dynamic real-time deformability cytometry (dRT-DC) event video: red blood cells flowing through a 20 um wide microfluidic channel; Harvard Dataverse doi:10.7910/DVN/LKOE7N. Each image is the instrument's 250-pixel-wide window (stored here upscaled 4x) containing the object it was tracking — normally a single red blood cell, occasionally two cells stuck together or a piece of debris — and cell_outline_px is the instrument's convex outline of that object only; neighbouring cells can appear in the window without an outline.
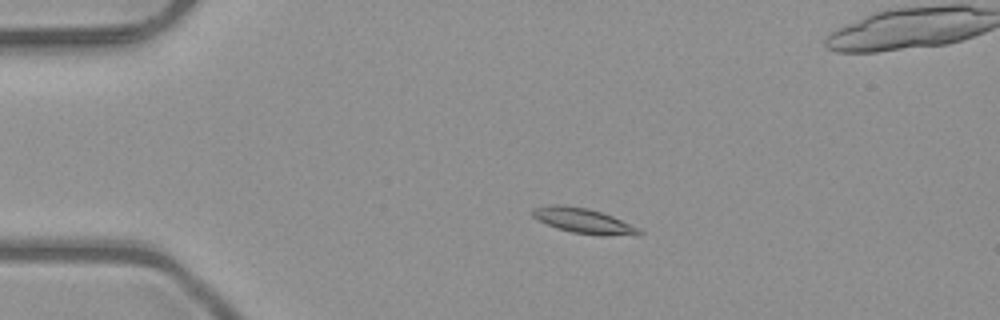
{"species": "common noctule bat (a hibernating species)", "species_latin": "Nyctalus noctula", "temperature_condition": "room temperature", "stored_images_in_passage": 5, "camera_frame_rate_fps": 3000, "um_per_image_px": 0.085, "animal": {"sex": "male", "body_mass_g": 23.1, "forearm_length_mm": 52.7}, "frame": {"image": 1, "passage_image": 3, "time_ms": 0.667, "image_size_px": [1000, 320], "cell_outline_px": [[644, 232], [640, 236], [600, 236], [572, 232], [556, 228], [532, 216], [532, 208], [548, 204], [564, 204], [588, 208], [612, 216], [640, 228]], "centroid_in_image_um": [49.65, 18.78], "position_along_channel_um": 35.3, "area_um2": 15.95}}